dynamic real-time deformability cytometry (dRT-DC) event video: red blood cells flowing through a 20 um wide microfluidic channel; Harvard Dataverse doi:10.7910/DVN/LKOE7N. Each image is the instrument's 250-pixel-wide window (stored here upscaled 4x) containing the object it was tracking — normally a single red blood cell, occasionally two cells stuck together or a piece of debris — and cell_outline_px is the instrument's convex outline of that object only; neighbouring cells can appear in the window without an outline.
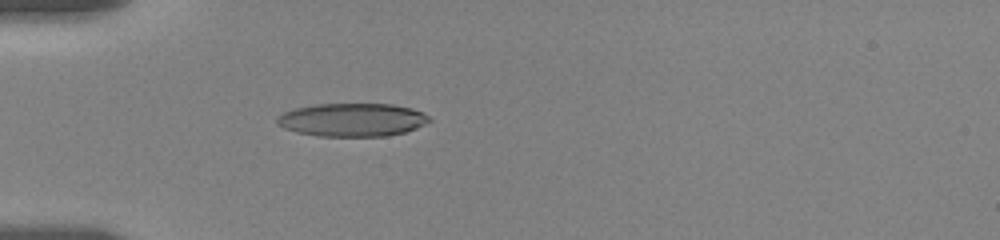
{"species": "human", "species_latin": "Homo sapiens", "temperature_condition": "room temperature", "stored_images_in_passage": 7, "camera_frame_rate_fps": 3000, "um_per_image_px": 0.085, "donor": {"sex": "female"}, "frame": {"image": 1, "passage_image": 4, "time_ms": 2.667, "image_size_px": [1000, 240], "cell_outline_px": [[432, 120], [416, 128], [404, 132], [388, 136], [316, 136], [296, 132], [284, 128], [276, 124], [276, 116], [292, 108], [316, 104], [392, 104], [412, 108], [428, 116]], "centroid_in_image_um": [29.89, 10.18], "position_along_channel_um": 55.1, "area_um2": 29.65}}
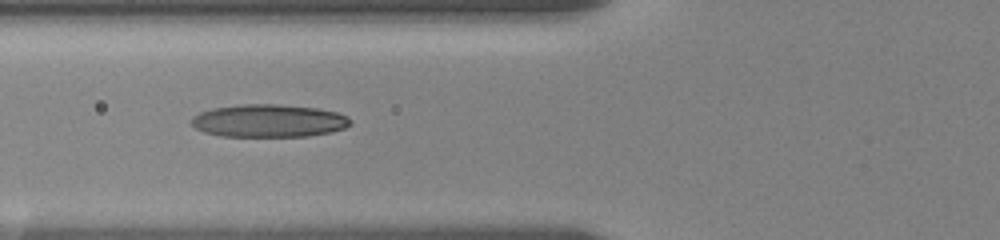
{"frame": {"image": 2, "passage_image": 6, "time_ms": 4.333, "image_size_px": [1000, 240], "cell_outline_px": [[352, 124], [344, 128], [332, 132], [308, 136], [220, 136], [204, 132], [196, 128], [192, 124], [192, 116], [200, 112], [212, 108], [244, 104], [280, 104], [316, 108], [336, 112], [348, 116], [352, 120]], "centroid_in_image_um": [22.87, 10.26], "position_along_channel_um": 102.9, "area_um2": 30.46}}
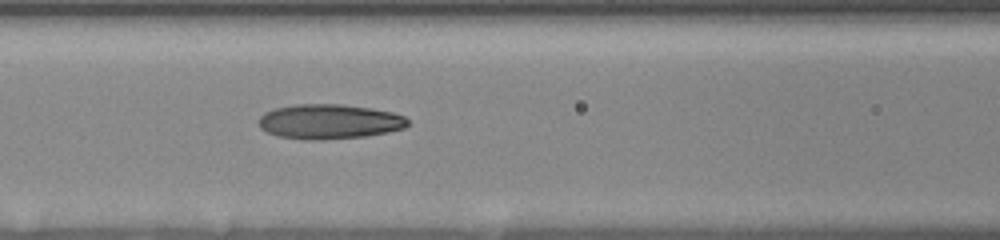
{"frame": {"image": 3, "passage_image": 7, "time_ms": 5.333, "image_size_px": [1000, 240], "cell_outline_px": [[408, 124], [404, 128], [388, 132], [368, 136], [324, 140], [304, 140], [276, 136], [260, 128], [256, 120], [264, 112], [272, 108], [296, 104], [340, 104], [372, 108], [392, 112], [404, 116], [408, 120]], "centroid_in_image_um": [27.94, 10.34], "position_along_channel_um": 138.7, "area_um2": 30.69}}